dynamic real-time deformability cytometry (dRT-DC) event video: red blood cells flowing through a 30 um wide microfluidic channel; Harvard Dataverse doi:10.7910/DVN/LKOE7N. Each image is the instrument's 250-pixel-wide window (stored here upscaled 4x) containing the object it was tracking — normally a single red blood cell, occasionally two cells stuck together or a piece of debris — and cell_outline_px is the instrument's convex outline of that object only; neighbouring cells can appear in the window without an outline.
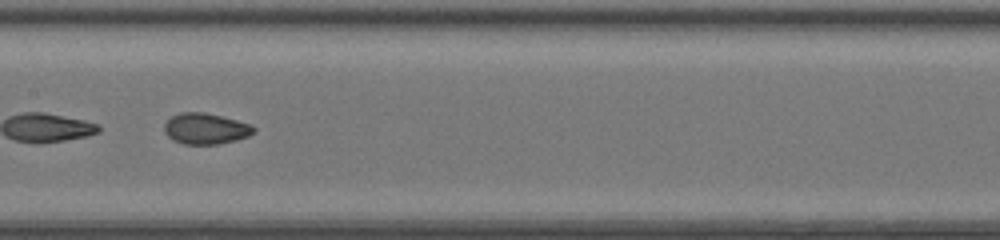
{"species": "common noctule bat (a hibernating species)", "species_latin": "Nyctalus noctula", "temperature_condition": "room temperature", "stored_images_in_passage": 51, "camera_frame_rate_fps": 3000, "um_per_image_px": 0.085, "animal": {"sex": "female", "body_mass_g": 20.0, "forearm_length_mm": 54.0}, "frame": {"image": 1, "passage_image": 30, "time_ms": 9.667, "image_size_px": [1000, 240], "cell_outline_px": [[256, 132], [248, 136], [236, 140], [216, 144], [184, 144], [172, 140], [164, 132], [164, 124], [172, 116], [180, 112], [204, 112], [252, 124], [256, 128]], "centroid_in_image_um": [17.48, 10.94], "position_along_channel_um": 189.9, "area_um2": 16.18}, "authors_computed_cell_mechanics": {"area_um2": 28.2064, "velocity_mm_per_s": 4.301, "shape_relaxation_time_tau1_ms": 10.6708, "shape_relaxation_time_tau2_ms": null, "deformation_change_tau1": 0.187, "deformation_change_tau2": null}}